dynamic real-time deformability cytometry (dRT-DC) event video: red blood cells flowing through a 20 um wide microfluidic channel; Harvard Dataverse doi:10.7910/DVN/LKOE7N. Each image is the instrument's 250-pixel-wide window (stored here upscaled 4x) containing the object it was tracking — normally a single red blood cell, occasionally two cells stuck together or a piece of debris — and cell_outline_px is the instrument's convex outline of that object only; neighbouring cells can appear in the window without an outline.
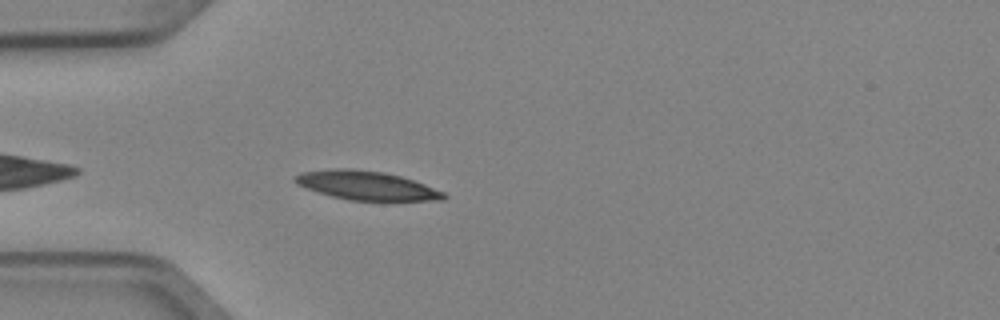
{"species": "Egyptian fruit bat (a non-hibernating species)", "species_latin": "Rousettus aegyptiacus", "temperature_condition": "cold", "stored_images_in_passage": 4, "camera_frame_rate_fps": 3000, "um_per_image_px": 0.085, "animal": {"sex": "female"}, "frame": {"image": 1, "passage_image": 4, "time_ms": 1.0, "image_size_px": [1000, 320], "cell_outline_px": [[448, 196], [444, 200], [348, 200], [332, 196], [296, 184], [292, 180], [292, 176], [304, 172], [332, 168], [352, 168], [384, 172], [400, 176], [424, 184], [444, 192]], "centroid_in_image_um": [31.13, 15.75], "position_along_channel_um": 53.9, "area_um2": 24.85}}